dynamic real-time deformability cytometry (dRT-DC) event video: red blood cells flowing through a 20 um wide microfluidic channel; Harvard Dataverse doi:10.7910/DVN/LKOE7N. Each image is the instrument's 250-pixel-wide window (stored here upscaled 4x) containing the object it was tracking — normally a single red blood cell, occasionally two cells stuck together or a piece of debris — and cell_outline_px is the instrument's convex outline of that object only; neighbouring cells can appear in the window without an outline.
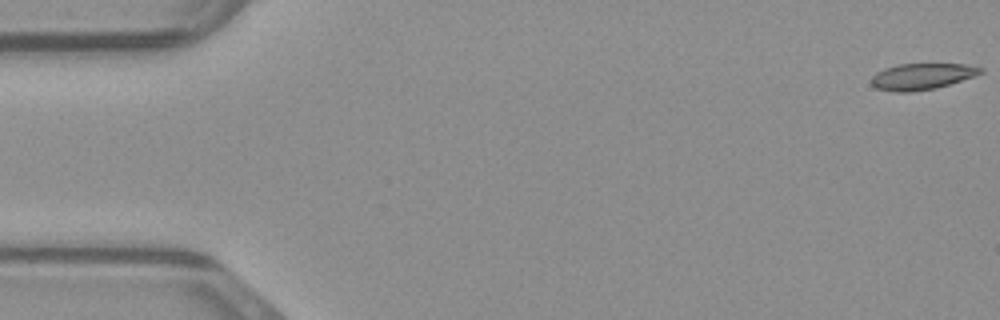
{"species": "common noctule bat (a hibernating species)", "species_latin": "Nyctalus noctula", "temperature_condition": "warm", "stored_images_in_passage": 49, "camera_frame_rate_fps": 3000, "um_per_image_px": 0.085, "animal": {"sex": "male", "body_mass_g": 23.1, "forearm_length_mm": 52.7}, "frame": {"image": 1, "passage_image": 1, "time_ms": 0.0, "image_size_px": [1000, 320], "cell_outline_px": [[984, 72], [936, 88], [912, 92], [892, 92], [876, 88], [872, 84], [872, 76], [876, 72], [884, 68], [900, 64], [964, 64], [984, 68]], "centroid_in_image_um": [78.33, 6.5], "position_along_channel_um": 6.7, "area_um2": 16.59}}
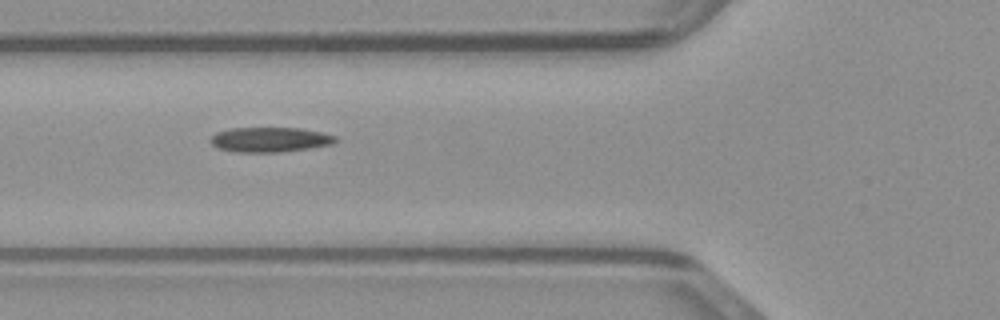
{"frame": {"image": 2, "passage_image": 18, "time_ms": 5.667, "image_size_px": [1000, 320], "cell_outline_px": [[340, 140], [332, 144], [308, 148], [280, 152], [236, 152], [216, 148], [208, 140], [216, 132], [232, 128], [300, 128], [320, 132], [336, 136]], "centroid_in_image_um": [22.92, 11.87], "position_along_channel_um": 102.9, "area_um2": 18.15}}
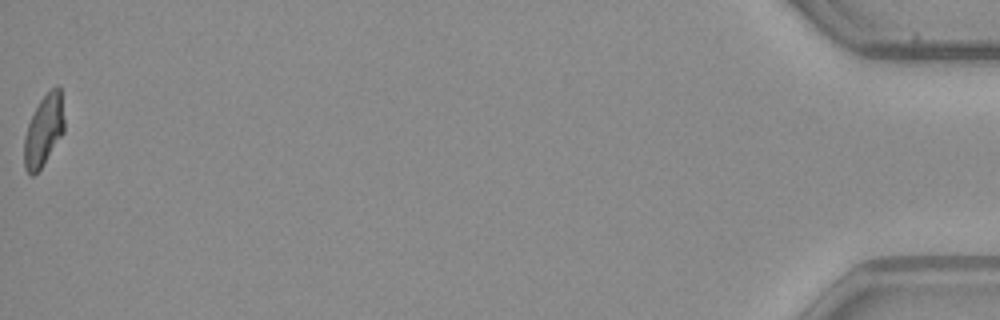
{"frame": {"image": 3, "passage_image": 49, "time_ms": 16.0, "image_size_px": [1000, 320], "cell_outline_px": [[64, 132], [40, 168], [32, 176], [24, 168], [24, 136], [28, 124], [40, 100], [56, 84], [60, 88], [64, 120]], "centroid_in_image_um": [3.71, 11.08], "position_along_channel_um": 431.5, "area_um2": 16.3}}